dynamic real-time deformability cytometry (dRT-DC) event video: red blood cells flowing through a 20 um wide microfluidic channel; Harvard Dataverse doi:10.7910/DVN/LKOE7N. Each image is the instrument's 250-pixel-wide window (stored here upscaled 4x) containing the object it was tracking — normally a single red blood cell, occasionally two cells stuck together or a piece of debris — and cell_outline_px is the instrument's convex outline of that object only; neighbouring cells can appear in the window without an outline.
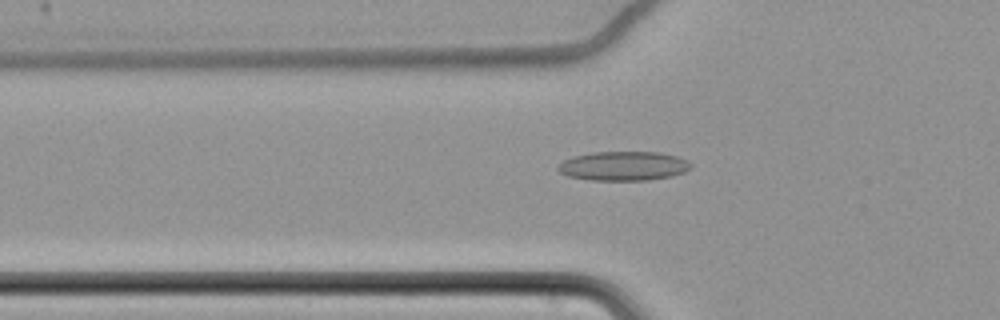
{"species": "common noctule bat (a hibernating species)", "species_latin": "Nyctalus noctula", "temperature_condition": "cold", "stored_images_in_passage": 63, "camera_frame_rate_fps": 3000, "um_per_image_px": 0.085, "animal": {"sex": "female", "body_mass_g": 22.7, "forearm_length_mm": 54.2}, "frame": {"image": 1, "passage_image": 24, "time_ms": 7.667, "image_size_px": [1000, 320], "cell_outline_px": [[692, 168], [684, 172], [672, 176], [648, 180], [588, 180], [568, 176], [560, 172], [556, 168], [564, 160], [572, 156], [592, 152], [660, 152], [676, 156], [688, 160], [692, 164]], "centroid_in_image_um": [53.01, 14.11], "position_along_channel_um": 72.8, "area_um2": 22.77}}
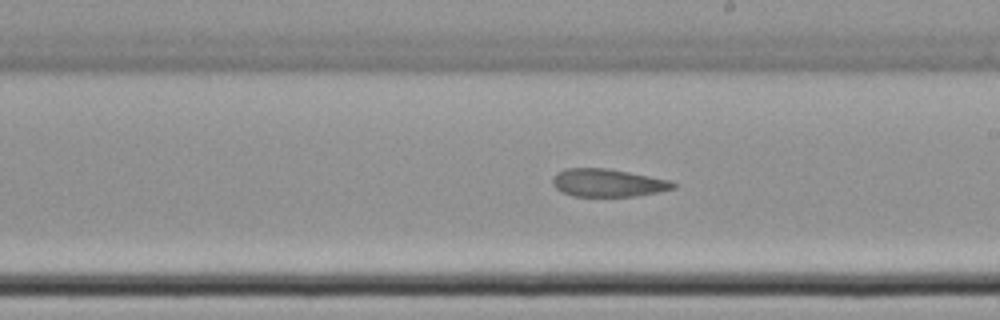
{"frame": {"image": 2, "passage_image": 38, "time_ms": 12.333, "image_size_px": [1000, 320], "cell_outline_px": [[676, 188], [636, 196], [572, 196], [560, 192], [552, 184], [552, 176], [556, 172], [564, 168], [608, 168], [672, 180], [676, 184]], "centroid_in_image_um": [51.63, 15.53], "position_along_channel_um": 237.4, "area_um2": 19.83}}
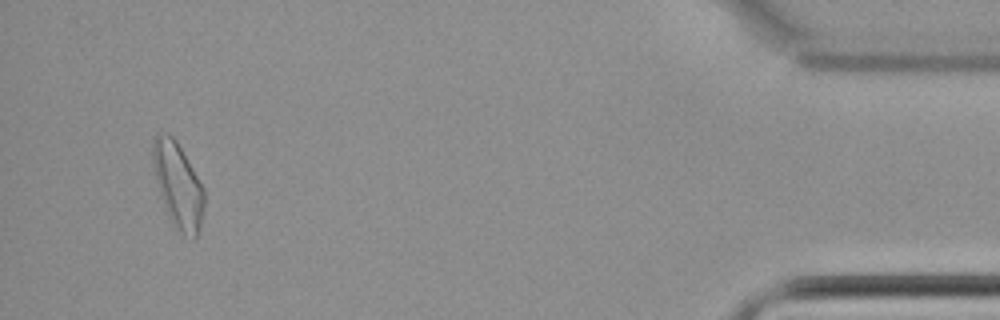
{"frame": {"image": 3, "passage_image": 60, "time_ms": 19.667, "image_size_px": [1000, 320], "cell_outline_px": [[204, 204], [200, 228], [196, 236], [192, 240], [184, 236], [172, 224], [168, 216], [156, 180], [152, 164], [152, 140], [156, 132], [160, 132], [172, 136], [176, 140], [204, 188]], "centroid_in_image_um": [15.12, 15.74], "position_along_channel_um": 420.1, "area_um2": 25.49}, "authors_computed_cell_mechanics": {"area_um2": 21.964, "velocity_mm_per_s": 3.4778, "shape_relaxation_time_tau1_ms": null, "shape_relaxation_time_tau2_ms": 5.5898, "deformation_change_tau1": null, "deformation_change_tau2": 0.1045}}